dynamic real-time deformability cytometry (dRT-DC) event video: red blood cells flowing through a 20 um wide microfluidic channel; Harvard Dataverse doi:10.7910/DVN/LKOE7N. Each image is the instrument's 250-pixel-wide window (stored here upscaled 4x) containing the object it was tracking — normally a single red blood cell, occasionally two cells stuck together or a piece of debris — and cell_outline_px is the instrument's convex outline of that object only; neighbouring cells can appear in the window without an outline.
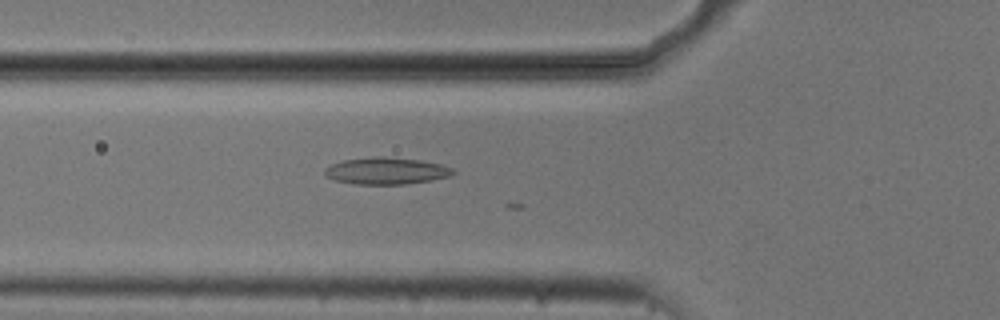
{"species": "common noctule bat (a hibernating species)", "species_latin": "Nyctalus noctula", "temperature_condition": "cold", "stored_images_in_passage": 19, "camera_frame_rate_fps": 3000, "um_per_image_px": 0.085, "animal": {"sex": "male", "body_mass_g": 20.5, "forearm_length_mm": 52.5}, "frame": {"image": 1, "passage_image": 5, "time_ms": 1.333, "image_size_px": [1000, 320], "cell_outline_px": [[456, 172], [452, 176], [432, 180], [404, 184], [356, 184], [332, 180], [324, 176], [324, 168], [332, 164], [344, 160], [372, 156], [384, 156], [420, 160], [444, 164], [452, 168]], "centroid_in_image_um": [32.84, 14.52], "position_along_channel_um": 93.0, "area_um2": 20.4}}
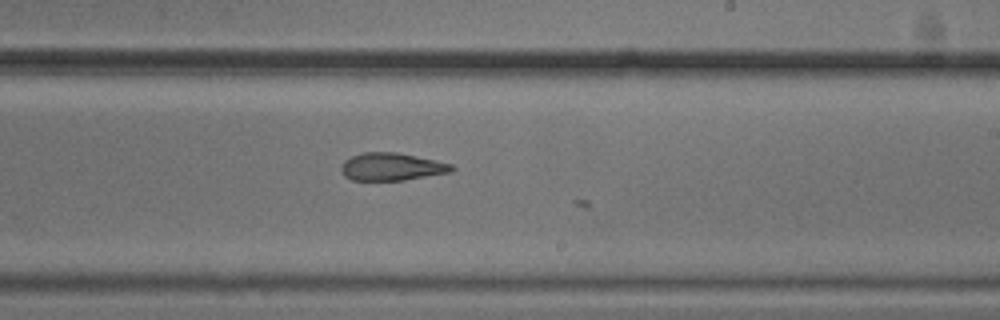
{"frame": {"image": 2, "passage_image": 18, "time_ms": 5.667, "image_size_px": [1000, 320], "cell_outline_px": [[456, 168], [452, 172], [404, 180], [352, 180], [344, 176], [340, 168], [344, 160], [352, 156], [364, 152], [396, 152], [452, 164]], "centroid_in_image_um": [33.28, 14.18], "position_along_channel_um": 255.7, "area_um2": 17.74}}